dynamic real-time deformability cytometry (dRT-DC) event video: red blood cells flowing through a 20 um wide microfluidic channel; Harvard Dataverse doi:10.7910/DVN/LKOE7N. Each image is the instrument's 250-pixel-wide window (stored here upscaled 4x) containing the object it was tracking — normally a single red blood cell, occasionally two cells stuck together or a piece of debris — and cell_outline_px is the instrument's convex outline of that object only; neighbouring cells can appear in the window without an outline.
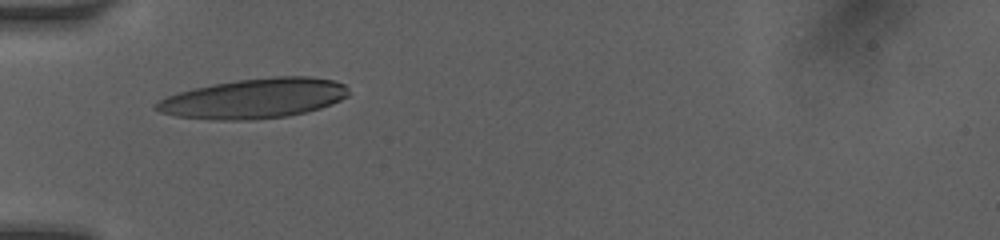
{"species": "human", "species_latin": "Homo sapiens", "temperature_condition": "room temperature", "stored_images_in_passage": 15, "camera_frame_rate_fps": 3000, "um_per_image_px": 0.085, "donor": {"sex": "female"}, "frame": {"image": 1, "passage_image": 1, "time_ms": 0.0, "image_size_px": [1000, 240], "cell_outline_px": [[348, 96], [332, 104], [320, 108], [288, 116], [248, 120], [220, 120], [176, 116], [160, 112], [152, 108], [152, 104], [176, 92], [212, 84], [236, 80], [276, 76], [308, 76], [332, 80], [344, 84], [348, 88]], "centroid_in_image_um": [21.58, 8.36], "position_along_channel_um": 63.4, "area_um2": 44.74}}
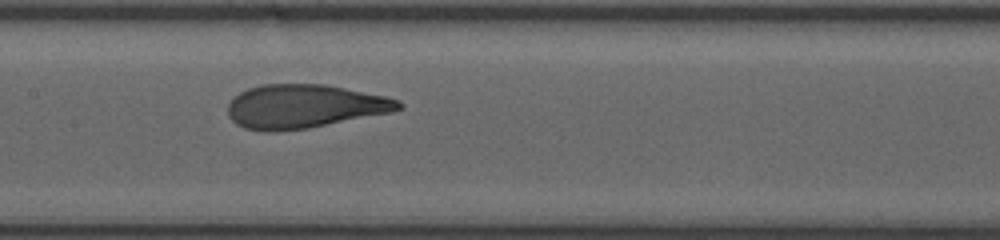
{"frame": {"image": 2, "passage_image": 6, "time_ms": 3.0, "image_size_px": [1000, 240], "cell_outline_px": [[404, 108], [392, 112], [308, 128], [272, 132], [264, 132], [244, 128], [236, 124], [228, 116], [228, 104], [240, 92], [248, 88], [264, 84], [324, 84], [384, 96], [400, 100], [404, 104]], "centroid_in_image_um": [25.86, 9.05], "position_along_channel_um": 181.5, "area_um2": 43.47}}
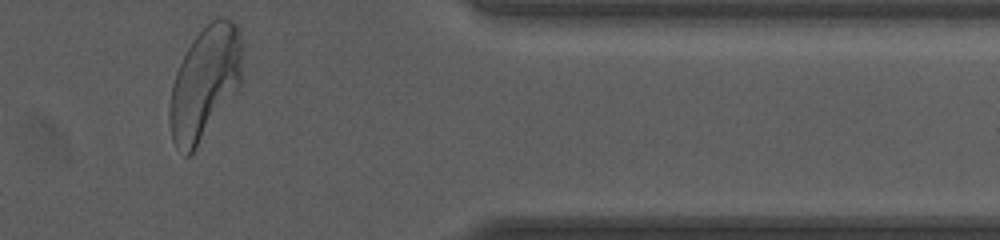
{"frame": {"image": 3, "passage_image": 15, "time_ms": 8.667, "image_size_px": [1000, 240], "cell_outline_px": [[240, 84], [236, 92], [196, 148], [188, 156], [184, 156], [176, 148], [172, 140], [168, 120], [168, 108], [172, 84], [176, 72], [192, 40], [212, 20], [220, 16], [224, 16], [232, 20], [236, 24], [240, 32]], "centroid_in_image_um": [17.37, 7.08], "position_along_channel_um": 394.0, "area_um2": 47.4}, "authors_computed_cell_mechanics": {"area_um2": 43.6968, "velocity_mm_per_s": 4.0851, "shape_relaxation_time_tau1_ms": 3.068, "shape_relaxation_time_tau2_ms": 0.7182, "deformation_change_tau1": 0.1949, "deformation_change_tau2": 0.0723}}